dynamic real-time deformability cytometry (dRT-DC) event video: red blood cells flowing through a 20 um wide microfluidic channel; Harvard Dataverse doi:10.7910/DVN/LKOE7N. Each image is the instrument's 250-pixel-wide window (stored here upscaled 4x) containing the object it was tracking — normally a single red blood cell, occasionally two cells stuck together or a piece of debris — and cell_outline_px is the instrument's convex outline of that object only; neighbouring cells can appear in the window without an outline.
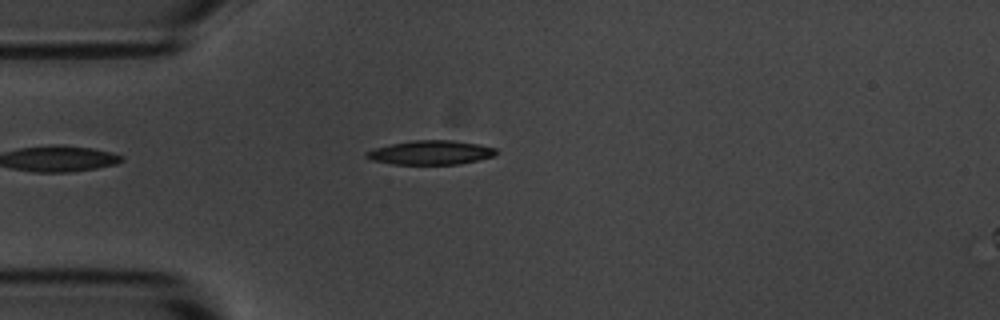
{"species": "common noctule bat (a hibernating species)", "species_latin": "Nyctalus noctula", "temperature_condition": "room temperature", "stored_images_in_passage": 3, "camera_frame_rate_fps": 3000, "um_per_image_px": 0.085, "animal": {"sex": "male", "body_mass_g": 20.1, "forearm_length_mm": 53.5}, "frame": {"image": 1, "passage_image": 2, "time_ms": 1.333, "image_size_px": [1000, 320], "cell_outline_px": [[496, 152], [492, 156], [460, 164], [392, 164], [372, 160], [364, 156], [364, 152], [376, 148], [392, 144], [412, 140], [452, 140], [476, 144], [496, 148]], "centroid_in_image_um": [36.56, 12.97], "position_along_channel_um": 48.4, "area_um2": 17.98}}